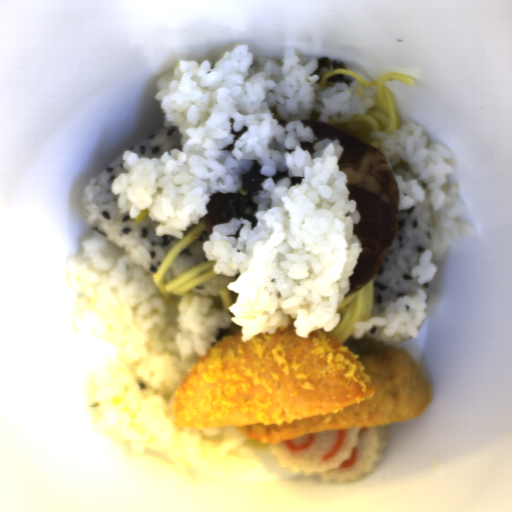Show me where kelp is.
Wrapping results in <instances>:
<instances>
[{"instance_id":"obj_1","label":"kelp","mask_w":512,"mask_h":512,"mask_svg":"<svg viewBox=\"0 0 512 512\" xmlns=\"http://www.w3.org/2000/svg\"><path fill=\"white\" fill-rule=\"evenodd\" d=\"M334 70H346V65L342 63H338L337 61L328 60L326 57L318 58L317 68L313 72V76H318L317 83H320L321 79L328 73Z\"/></svg>"},{"instance_id":"obj_2","label":"kelp","mask_w":512,"mask_h":512,"mask_svg":"<svg viewBox=\"0 0 512 512\" xmlns=\"http://www.w3.org/2000/svg\"><path fill=\"white\" fill-rule=\"evenodd\" d=\"M351 80H352L351 76H348L345 74H338V75H333L332 77L327 79L326 82H329L332 85L339 84V83H348L349 84L351 82Z\"/></svg>"}]
</instances>
